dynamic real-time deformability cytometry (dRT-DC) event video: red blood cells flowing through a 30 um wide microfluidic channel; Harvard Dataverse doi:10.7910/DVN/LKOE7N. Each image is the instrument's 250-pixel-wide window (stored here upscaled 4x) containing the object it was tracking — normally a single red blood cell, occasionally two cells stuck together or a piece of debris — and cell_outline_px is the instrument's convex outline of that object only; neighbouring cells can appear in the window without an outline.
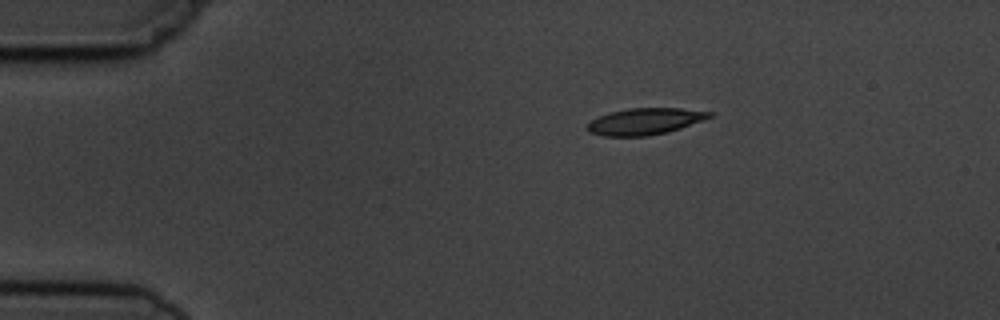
{"species": "common noctule bat (a hibernating species)", "species_latin": "Nyctalus noctula", "temperature_condition": "cold", "stored_images_in_passage": 4, "camera_frame_rate_fps": 3000, "um_per_image_px": 0.085, "animal": {"sex": "male", "body_mass_g": 19.5, "forearm_length_mm": 54.6}, "frame": {"image": 1, "passage_image": 1, "time_ms": 0.0, "image_size_px": [1000, 320], "cell_outline_px": [[712, 116], [704, 120], [668, 132], [648, 136], [604, 136], [588, 132], [584, 128], [592, 120], [608, 112], [628, 108], [680, 108], [712, 112]], "centroid_in_image_um": [54.79, 10.32], "position_along_channel_um": 30.2, "area_um2": 18.96}}
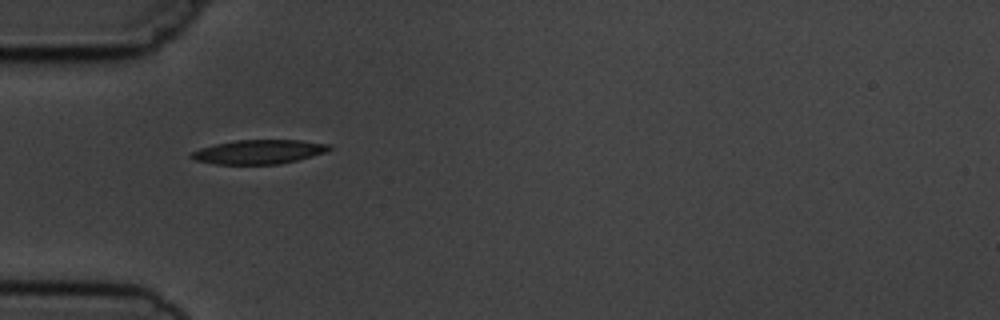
{"frame": {"image": 2, "passage_image": 3, "time_ms": 2.333, "image_size_px": [1000, 320], "cell_outline_px": [[332, 148], [324, 152], [312, 156], [280, 164], [216, 164], [196, 160], [188, 156], [192, 152], [200, 148], [216, 144], [236, 140], [300, 140], [332, 144]], "centroid_in_image_um": [22.02, 12.9], "position_along_channel_um": 63.0, "area_um2": 19.31}}
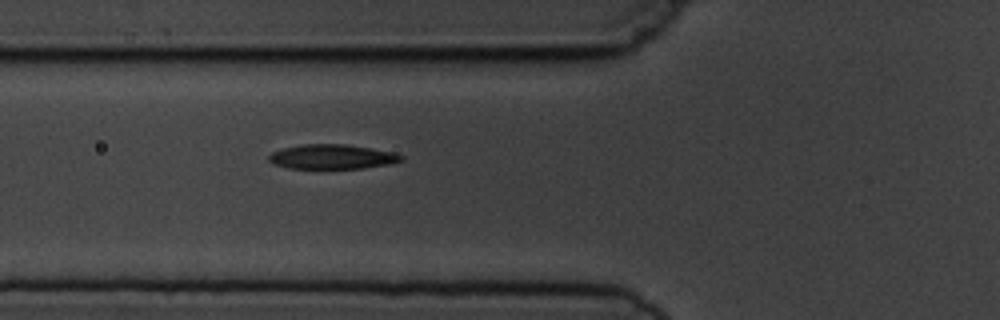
{"frame": {"image": 3, "passage_image": 4, "time_ms": 3.333, "image_size_px": [1000, 320], "cell_outline_px": [[404, 160], [392, 164], [364, 168], [288, 168], [272, 164], [268, 160], [268, 156], [272, 152], [284, 148], [300, 144], [348, 144], [372, 148], [392, 152], [404, 156]], "centroid_in_image_um": [28.25, 13.32], "position_along_channel_um": 97.6, "area_um2": 19.13}}